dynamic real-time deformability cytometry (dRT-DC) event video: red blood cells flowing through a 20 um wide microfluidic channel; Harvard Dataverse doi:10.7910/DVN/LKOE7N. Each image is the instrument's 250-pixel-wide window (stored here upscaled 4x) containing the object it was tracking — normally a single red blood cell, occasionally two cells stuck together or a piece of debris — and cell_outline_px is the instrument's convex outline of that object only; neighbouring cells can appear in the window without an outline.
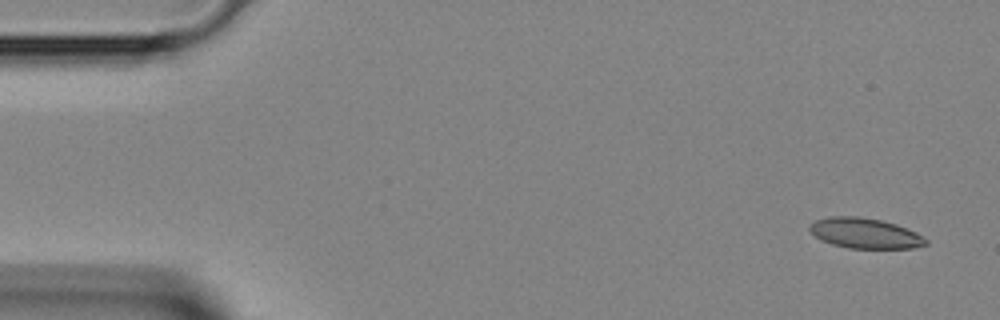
{"species": "Egyptian fruit bat (a non-hibernating species)", "species_latin": "Rousettus aegyptiacus", "temperature_condition": "room temperature", "stored_images_in_passage": 42, "camera_frame_rate_fps": 3000, "um_per_image_px": 0.085, "animal": {"sex": "female"}, "frame": {"image": 1, "passage_image": 1, "time_ms": 0.0, "image_size_px": [1000, 320], "cell_outline_px": [[928, 244], [912, 248], [848, 248], [832, 244], [820, 240], [808, 228], [816, 220], [828, 216], [860, 216], [880, 220], [896, 224], [908, 228], [916, 232], [928, 240]], "centroid_in_image_um": [73.54, 19.82], "position_along_channel_um": 11.5, "area_um2": 20.52}}
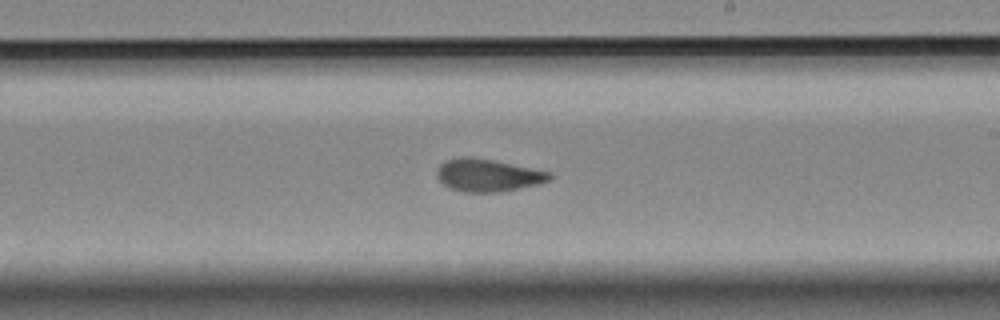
{"frame": {"image": 2, "passage_image": 24, "time_ms": 7.667, "image_size_px": [1000, 320], "cell_outline_px": [[552, 176], [548, 180], [540, 184], [496, 192], [464, 192], [448, 188], [436, 176], [436, 168], [444, 160], [460, 156], [468, 156], [492, 160], [552, 172]], "centroid_in_image_um": [41.42, 14.88], "position_along_channel_um": 247.6, "area_um2": 21.44}}
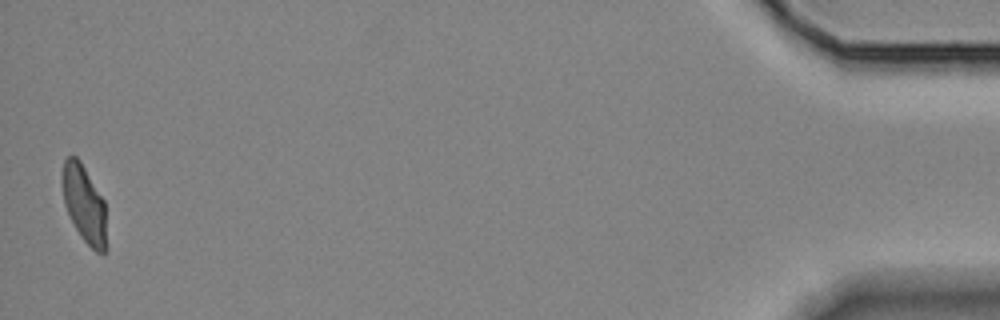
{"frame": {"image": 3, "passage_image": 42, "time_ms": 13.667, "image_size_px": [1000, 320], "cell_outline_px": [[108, 248], [104, 252], [96, 252], [80, 236], [64, 204], [60, 184], [60, 176], [64, 160], [68, 156], [76, 156], [80, 160], [104, 200], [108, 244]], "centroid_in_image_um": [7.15, 17.33], "position_along_channel_um": 428.0, "area_um2": 20.4}}